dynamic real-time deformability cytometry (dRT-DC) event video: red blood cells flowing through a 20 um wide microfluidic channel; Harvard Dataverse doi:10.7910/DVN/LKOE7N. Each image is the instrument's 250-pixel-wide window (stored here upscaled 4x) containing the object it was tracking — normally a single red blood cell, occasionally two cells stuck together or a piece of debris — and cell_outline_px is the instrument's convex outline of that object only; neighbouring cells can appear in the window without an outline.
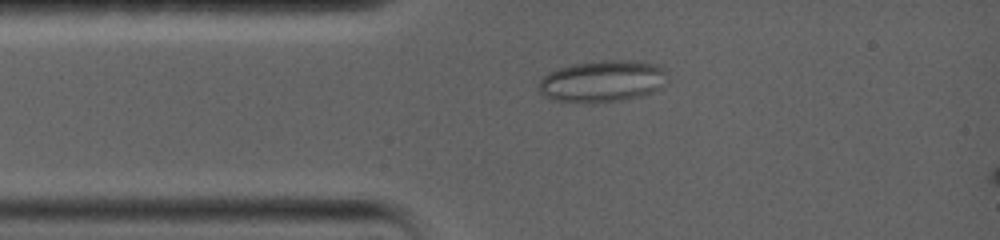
{"species": "common noctule bat (a hibernating species)", "species_latin": "Nyctalus noctula", "temperature_condition": "warm", "stored_images_in_passage": 74, "camera_frame_rate_fps": 5000, "um_per_image_px": 0.085, "animal": {"sex": "female", "body_mass_g": 19.0, "forearm_length_mm": 56.7}, "frame": {"image": 1, "passage_image": 22, "time_ms": 2.8, "image_size_px": [1000, 240], "cell_outline_px": [[668, 80], [664, 88], [644, 96], [624, 100], [596, 104], [552, 100], [544, 96], [536, 88], [536, 84], [548, 72], [560, 68], [576, 64], [604, 60], [636, 60], [656, 64], [664, 68], [668, 72]], "centroid_in_image_um": [51.27, 6.93], "position_along_channel_um": 33.7, "area_um2": 32.25}}
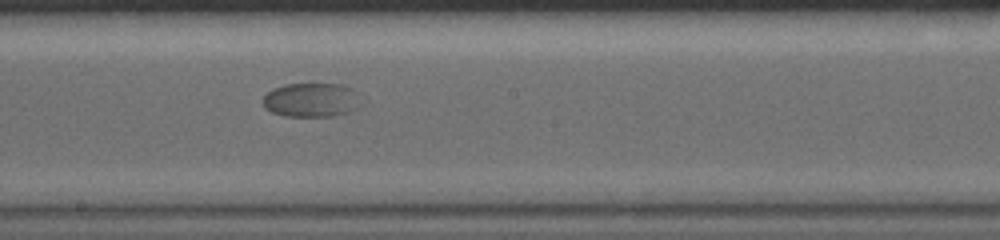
{"frame": {"image": 2, "passage_image": 44, "time_ms": 8.6, "image_size_px": [1000, 240], "cell_outline_px": [[360, 108], [348, 112], [332, 116], [284, 116], [272, 112], [264, 108], [260, 104], [264, 96], [268, 92], [284, 84], [344, 84], [352, 88]], "centroid_in_image_um": [26.41, 8.5], "position_along_channel_um": 221.8, "area_um2": 19.42}}
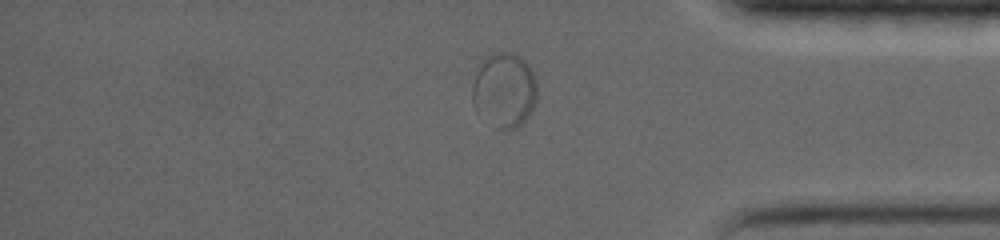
{"frame": {"image": 3, "passage_image": 64, "time_ms": 14.0, "image_size_px": [1000, 240], "cell_outline_px": [[536, 100], [528, 116], [516, 128], [496, 128], [476, 112], [472, 104], [472, 84], [484, 60], [492, 52], [512, 52], [520, 56], [528, 64], [536, 80]], "centroid_in_image_um": [42.86, 7.66], "position_along_channel_um": 392.3, "area_um2": 28.03}}